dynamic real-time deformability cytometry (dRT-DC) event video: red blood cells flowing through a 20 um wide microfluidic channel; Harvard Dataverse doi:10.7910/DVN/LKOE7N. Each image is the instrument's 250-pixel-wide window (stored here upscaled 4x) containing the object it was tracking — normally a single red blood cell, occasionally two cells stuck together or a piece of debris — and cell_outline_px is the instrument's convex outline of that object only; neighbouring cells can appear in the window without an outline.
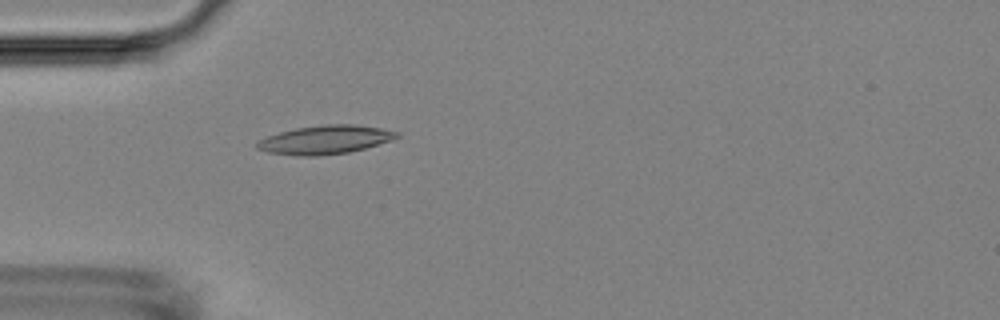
{"species": "Egyptian fruit bat (a non-hibernating species)", "species_latin": "Rousettus aegyptiacus", "temperature_condition": "room temperature", "stored_images_in_passage": 54, "camera_frame_rate_fps": 3000, "um_per_image_px": 0.085, "animal": {"sex": "female"}, "frame": {"image": 1, "passage_image": 16, "time_ms": 5.0, "image_size_px": [1000, 320], "cell_outline_px": [[400, 136], [392, 140], [364, 148], [348, 152], [320, 156], [296, 156], [268, 152], [256, 148], [256, 140], [280, 132], [296, 128], [324, 124], [356, 124], [380, 128], [400, 132]], "centroid_in_image_um": [27.63, 11.87], "position_along_channel_um": 57.4, "area_um2": 23.41}}
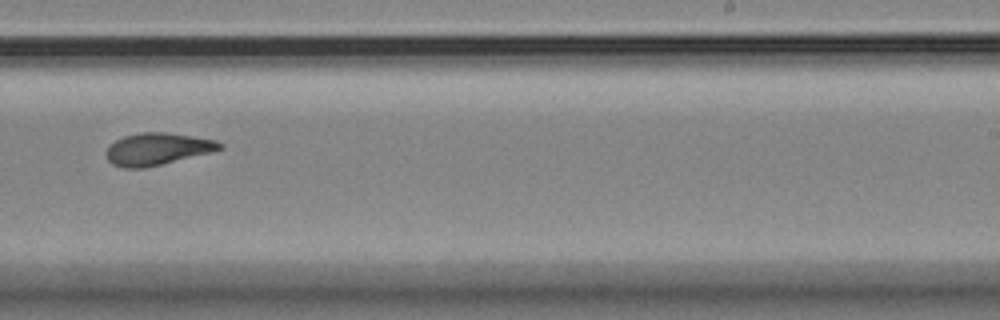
{"frame": {"image": 2, "passage_image": 34, "time_ms": 11.0, "image_size_px": [1000, 320], "cell_outline_px": [[224, 148], [144, 168], [124, 168], [112, 164], [108, 160], [104, 152], [108, 144], [124, 136], [140, 132], [164, 132], [192, 136], [216, 140], [224, 144]], "centroid_in_image_um": [13.31, 12.65], "position_along_channel_um": 275.7, "area_um2": 21.1}}
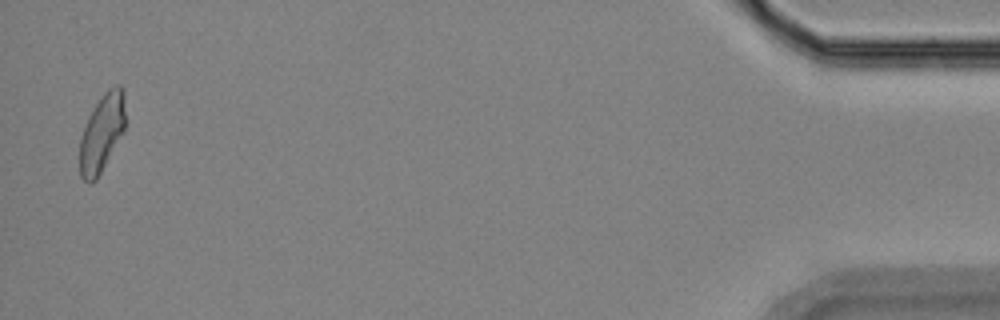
{"frame": {"image": 3, "passage_image": 53, "time_ms": 17.333, "image_size_px": [1000, 320], "cell_outline_px": [[124, 132], [96, 180], [92, 184], [88, 184], [80, 176], [80, 136], [88, 116], [104, 92], [108, 88], [116, 84], [120, 84], [124, 88]], "centroid_in_image_um": [8.65, 11.3], "position_along_channel_um": 426.5, "area_um2": 20.75}, "authors_computed_cell_mechanics": {"area_um2": 21.097, "velocity_mm_per_s": 3.7085, "shape_relaxation_time_tau1_ms": 5.1376, "shape_relaxation_time_tau2_ms": 2.8886, "deformation_change_tau1": 0.1764, "deformation_change_tau2": 0.0978}}